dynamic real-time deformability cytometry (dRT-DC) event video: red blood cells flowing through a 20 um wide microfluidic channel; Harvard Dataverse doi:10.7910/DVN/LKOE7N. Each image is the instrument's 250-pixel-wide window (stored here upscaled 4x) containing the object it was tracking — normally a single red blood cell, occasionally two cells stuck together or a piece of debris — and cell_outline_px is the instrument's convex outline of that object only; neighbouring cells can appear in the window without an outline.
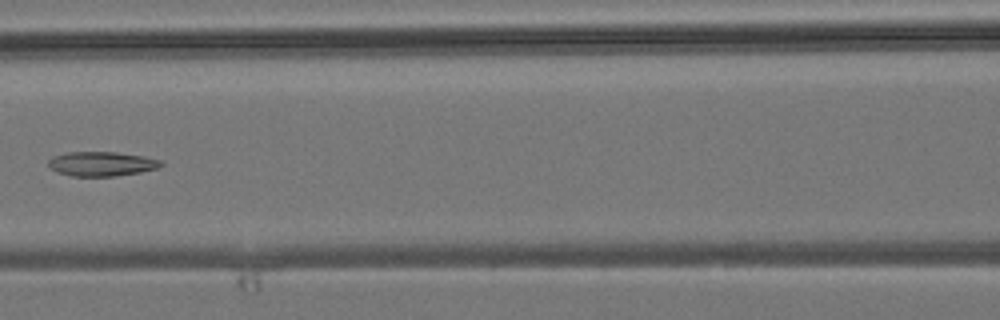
{"species": "common noctule bat (a hibernating species)", "species_latin": "Nyctalus noctula", "temperature_condition": "room temperature", "stored_images_in_passage": 5, "camera_frame_rate_fps": 3000, "um_per_image_px": 0.085, "animal": {"sex": "male", "body_mass_g": 19.2, "forearm_length_mm": 51.8}, "frame": {"image": 1, "passage_image": 4, "time_ms": 3.667, "image_size_px": [1000, 320], "cell_outline_px": [[164, 164], [156, 168], [140, 172], [116, 176], [72, 176], [56, 172], [48, 168], [48, 160], [52, 156], [68, 152], [116, 152], [144, 156], [160, 160]], "centroid_in_image_um": [8.59, 13.92], "position_along_channel_um": 158.0, "area_um2": 16.13}}
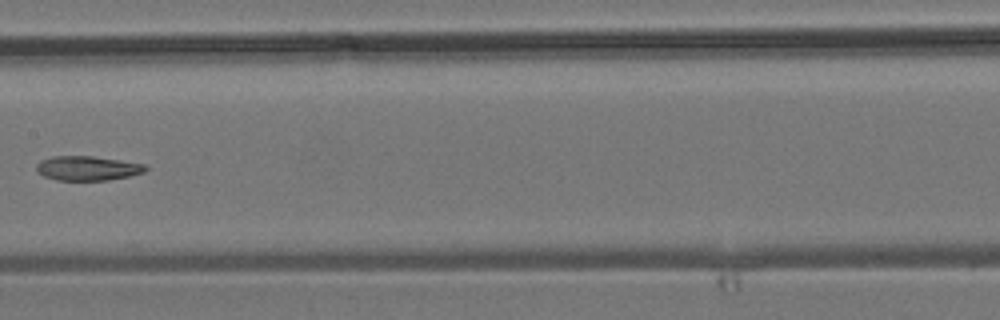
{"frame": {"image": 2, "passage_image": 5, "time_ms": 4.667, "image_size_px": [1000, 320], "cell_outline_px": [[148, 168], [144, 172], [128, 176], [108, 180], [56, 180], [44, 176], [36, 168], [36, 164], [40, 160], [52, 156], [92, 156], [120, 160], [144, 164]], "centroid_in_image_um": [7.42, 14.29], "position_along_channel_um": 200.0, "area_um2": 15.43}}